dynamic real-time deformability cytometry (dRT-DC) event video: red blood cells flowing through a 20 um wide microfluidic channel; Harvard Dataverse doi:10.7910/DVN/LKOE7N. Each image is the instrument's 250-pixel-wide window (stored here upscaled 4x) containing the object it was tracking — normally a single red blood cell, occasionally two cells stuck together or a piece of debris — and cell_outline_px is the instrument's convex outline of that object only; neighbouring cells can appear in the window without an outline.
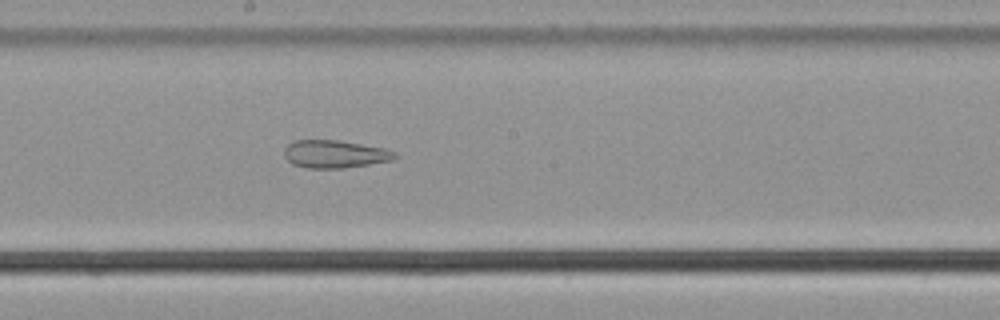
{"species": "common noctule bat (a hibernating species)", "species_latin": "Nyctalus noctula", "temperature_condition": "cold", "stored_images_in_passage": 53, "camera_frame_rate_fps": 3000, "um_per_image_px": 0.085, "animal": {"sex": "male", "body_mass_g": 21.5, "forearm_length_mm": 52.0}, "frame": {"image": 1, "passage_image": 28, "time_ms": 9.0, "image_size_px": [1000, 320], "cell_outline_px": [[396, 160], [344, 168], [308, 168], [292, 164], [284, 156], [284, 148], [288, 144], [296, 140], [340, 140], [384, 148], [396, 152]], "centroid_in_image_um": [28.48, 13.1], "position_along_channel_um": 219.7, "area_um2": 18.03}}
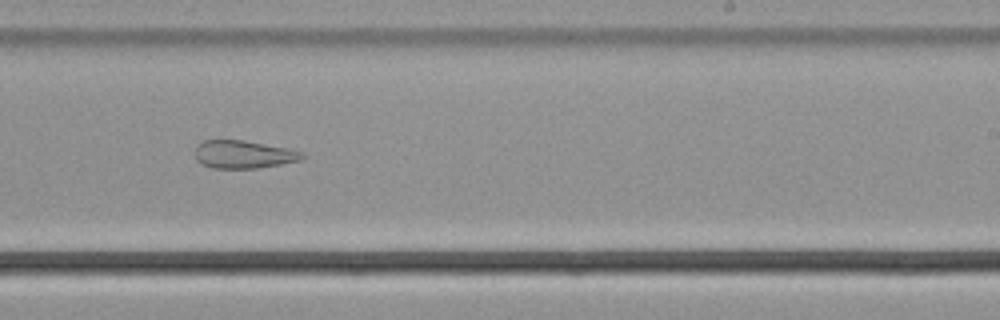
{"frame": {"image": 2, "passage_image": 32, "time_ms": 10.333, "image_size_px": [1000, 320], "cell_outline_px": [[308, 156], [304, 160], [256, 168], [212, 168], [200, 164], [196, 160], [196, 148], [204, 140], [244, 140], [304, 152]], "centroid_in_image_um": [20.73, 13.13], "position_along_channel_um": 268.3, "area_um2": 17.4}}
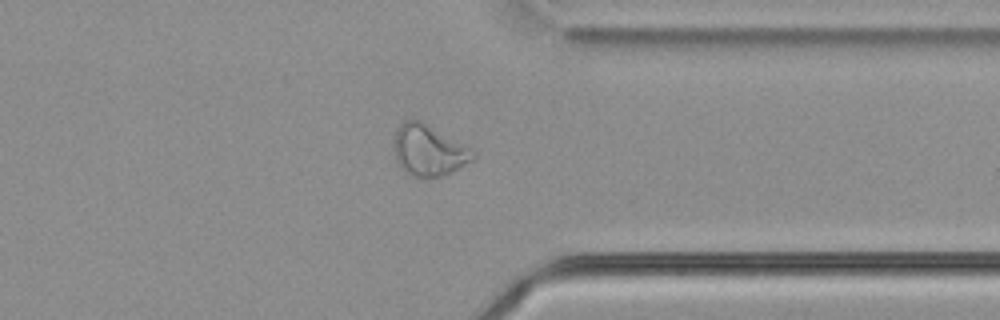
{"frame": {"image": 3, "passage_image": 41, "time_ms": 13.333, "image_size_px": [1000, 320], "cell_outline_px": [[476, 156], [472, 160], [440, 176], [412, 176], [396, 160], [396, 128], [404, 120], [420, 120], [476, 152]], "centroid_in_image_um": [36.44, 12.75], "position_along_channel_um": 375.0, "area_um2": 22.37}, "authors_computed_cell_mechanics": {"area_um2": 25.0274, "velocity_mm_per_s": 3.6558, "shape_relaxation_time_tau1_ms": null, "shape_relaxation_time_tau2_ms": 3.4218, "deformation_change_tau1": null, "deformation_change_tau2": 0.1312}}